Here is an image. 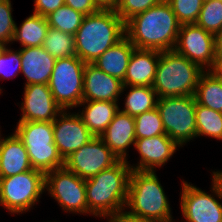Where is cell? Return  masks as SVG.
Instances as JSON below:
<instances>
[{
  "mask_svg": "<svg viewBox=\"0 0 222 222\" xmlns=\"http://www.w3.org/2000/svg\"><path fill=\"white\" fill-rule=\"evenodd\" d=\"M7 44L0 42V56L2 55L3 51L6 49Z\"/></svg>",
  "mask_w": 222,
  "mask_h": 222,
  "instance_id": "7bdbcfd3",
  "label": "cell"
},
{
  "mask_svg": "<svg viewBox=\"0 0 222 222\" xmlns=\"http://www.w3.org/2000/svg\"><path fill=\"white\" fill-rule=\"evenodd\" d=\"M85 64L76 55L55 61L48 86L63 110H73L83 101Z\"/></svg>",
  "mask_w": 222,
  "mask_h": 222,
  "instance_id": "9c48e42d",
  "label": "cell"
},
{
  "mask_svg": "<svg viewBox=\"0 0 222 222\" xmlns=\"http://www.w3.org/2000/svg\"><path fill=\"white\" fill-rule=\"evenodd\" d=\"M108 222H155L153 220L143 219L128 214L125 210L116 215L107 218Z\"/></svg>",
  "mask_w": 222,
  "mask_h": 222,
  "instance_id": "74e56055",
  "label": "cell"
},
{
  "mask_svg": "<svg viewBox=\"0 0 222 222\" xmlns=\"http://www.w3.org/2000/svg\"><path fill=\"white\" fill-rule=\"evenodd\" d=\"M132 168L127 160H119L85 180L87 214L108 218L125 209Z\"/></svg>",
  "mask_w": 222,
  "mask_h": 222,
  "instance_id": "7a4b0ae2",
  "label": "cell"
},
{
  "mask_svg": "<svg viewBox=\"0 0 222 222\" xmlns=\"http://www.w3.org/2000/svg\"><path fill=\"white\" fill-rule=\"evenodd\" d=\"M21 73L26 78V85L48 84L56 59L42 46L19 48Z\"/></svg>",
  "mask_w": 222,
  "mask_h": 222,
  "instance_id": "d6986e66",
  "label": "cell"
},
{
  "mask_svg": "<svg viewBox=\"0 0 222 222\" xmlns=\"http://www.w3.org/2000/svg\"><path fill=\"white\" fill-rule=\"evenodd\" d=\"M118 104V102L111 101L83 100L78 105V107L83 106V109H79L77 114L88 127L89 131L95 137H100L119 111L120 107Z\"/></svg>",
  "mask_w": 222,
  "mask_h": 222,
  "instance_id": "7402d4cb",
  "label": "cell"
},
{
  "mask_svg": "<svg viewBox=\"0 0 222 222\" xmlns=\"http://www.w3.org/2000/svg\"><path fill=\"white\" fill-rule=\"evenodd\" d=\"M211 177V194L182 181L179 202L184 222H222V184L213 173Z\"/></svg>",
  "mask_w": 222,
  "mask_h": 222,
  "instance_id": "30bf717a",
  "label": "cell"
},
{
  "mask_svg": "<svg viewBox=\"0 0 222 222\" xmlns=\"http://www.w3.org/2000/svg\"><path fill=\"white\" fill-rule=\"evenodd\" d=\"M160 51L135 48L130 57L123 86H152Z\"/></svg>",
  "mask_w": 222,
  "mask_h": 222,
  "instance_id": "ffe728a7",
  "label": "cell"
},
{
  "mask_svg": "<svg viewBox=\"0 0 222 222\" xmlns=\"http://www.w3.org/2000/svg\"><path fill=\"white\" fill-rule=\"evenodd\" d=\"M64 4L65 0H34L33 13L46 17Z\"/></svg>",
  "mask_w": 222,
  "mask_h": 222,
  "instance_id": "8d00e7d4",
  "label": "cell"
},
{
  "mask_svg": "<svg viewBox=\"0 0 222 222\" xmlns=\"http://www.w3.org/2000/svg\"><path fill=\"white\" fill-rule=\"evenodd\" d=\"M119 159L100 137H94L64 160V166L87 180L115 165Z\"/></svg>",
  "mask_w": 222,
  "mask_h": 222,
  "instance_id": "4fadbf2b",
  "label": "cell"
},
{
  "mask_svg": "<svg viewBox=\"0 0 222 222\" xmlns=\"http://www.w3.org/2000/svg\"><path fill=\"white\" fill-rule=\"evenodd\" d=\"M14 132L23 142L33 169L46 173L64 167L54 143L52 122H17Z\"/></svg>",
  "mask_w": 222,
  "mask_h": 222,
  "instance_id": "8992f818",
  "label": "cell"
},
{
  "mask_svg": "<svg viewBox=\"0 0 222 222\" xmlns=\"http://www.w3.org/2000/svg\"><path fill=\"white\" fill-rule=\"evenodd\" d=\"M42 47L55 59L76 55L74 35L49 27Z\"/></svg>",
  "mask_w": 222,
  "mask_h": 222,
  "instance_id": "83f0119b",
  "label": "cell"
},
{
  "mask_svg": "<svg viewBox=\"0 0 222 222\" xmlns=\"http://www.w3.org/2000/svg\"><path fill=\"white\" fill-rule=\"evenodd\" d=\"M100 138L119 160H128L127 149L136 140L135 118L119 110Z\"/></svg>",
  "mask_w": 222,
  "mask_h": 222,
  "instance_id": "ac0fdd59",
  "label": "cell"
},
{
  "mask_svg": "<svg viewBox=\"0 0 222 222\" xmlns=\"http://www.w3.org/2000/svg\"><path fill=\"white\" fill-rule=\"evenodd\" d=\"M134 118L136 139L167 135L165 134L161 116L157 108L139 114Z\"/></svg>",
  "mask_w": 222,
  "mask_h": 222,
  "instance_id": "f546056e",
  "label": "cell"
},
{
  "mask_svg": "<svg viewBox=\"0 0 222 222\" xmlns=\"http://www.w3.org/2000/svg\"><path fill=\"white\" fill-rule=\"evenodd\" d=\"M52 124L54 143L63 160L95 137L76 112L63 110Z\"/></svg>",
  "mask_w": 222,
  "mask_h": 222,
  "instance_id": "5bb4252c",
  "label": "cell"
},
{
  "mask_svg": "<svg viewBox=\"0 0 222 222\" xmlns=\"http://www.w3.org/2000/svg\"><path fill=\"white\" fill-rule=\"evenodd\" d=\"M18 73H21L20 51L7 46L0 56V79H10L18 76ZM0 92L2 93L1 86Z\"/></svg>",
  "mask_w": 222,
  "mask_h": 222,
  "instance_id": "836d02e7",
  "label": "cell"
},
{
  "mask_svg": "<svg viewBox=\"0 0 222 222\" xmlns=\"http://www.w3.org/2000/svg\"><path fill=\"white\" fill-rule=\"evenodd\" d=\"M162 0H117L112 6L118 16L126 23L133 16L159 4Z\"/></svg>",
  "mask_w": 222,
  "mask_h": 222,
  "instance_id": "d6a6232c",
  "label": "cell"
},
{
  "mask_svg": "<svg viewBox=\"0 0 222 222\" xmlns=\"http://www.w3.org/2000/svg\"><path fill=\"white\" fill-rule=\"evenodd\" d=\"M182 24L196 23L204 0H166Z\"/></svg>",
  "mask_w": 222,
  "mask_h": 222,
  "instance_id": "1f68e13d",
  "label": "cell"
},
{
  "mask_svg": "<svg viewBox=\"0 0 222 222\" xmlns=\"http://www.w3.org/2000/svg\"><path fill=\"white\" fill-rule=\"evenodd\" d=\"M197 137L207 136L222 140V113L196 102Z\"/></svg>",
  "mask_w": 222,
  "mask_h": 222,
  "instance_id": "4316f807",
  "label": "cell"
},
{
  "mask_svg": "<svg viewBox=\"0 0 222 222\" xmlns=\"http://www.w3.org/2000/svg\"><path fill=\"white\" fill-rule=\"evenodd\" d=\"M125 36V22L114 8L102 7L96 13L85 15L74 34L76 56L84 63H94Z\"/></svg>",
  "mask_w": 222,
  "mask_h": 222,
  "instance_id": "3957f363",
  "label": "cell"
},
{
  "mask_svg": "<svg viewBox=\"0 0 222 222\" xmlns=\"http://www.w3.org/2000/svg\"><path fill=\"white\" fill-rule=\"evenodd\" d=\"M18 122H53L63 109L56 103L48 84H29L24 87Z\"/></svg>",
  "mask_w": 222,
  "mask_h": 222,
  "instance_id": "9a60e30c",
  "label": "cell"
},
{
  "mask_svg": "<svg viewBox=\"0 0 222 222\" xmlns=\"http://www.w3.org/2000/svg\"><path fill=\"white\" fill-rule=\"evenodd\" d=\"M212 71L222 79V62H220Z\"/></svg>",
  "mask_w": 222,
  "mask_h": 222,
  "instance_id": "60d3db41",
  "label": "cell"
},
{
  "mask_svg": "<svg viewBox=\"0 0 222 222\" xmlns=\"http://www.w3.org/2000/svg\"><path fill=\"white\" fill-rule=\"evenodd\" d=\"M135 48L125 36L118 43L107 49L93 64L106 74L123 81L130 57Z\"/></svg>",
  "mask_w": 222,
  "mask_h": 222,
  "instance_id": "603a6c76",
  "label": "cell"
},
{
  "mask_svg": "<svg viewBox=\"0 0 222 222\" xmlns=\"http://www.w3.org/2000/svg\"><path fill=\"white\" fill-rule=\"evenodd\" d=\"M43 192H46L45 173L37 169L0 178V205L12 214L31 210Z\"/></svg>",
  "mask_w": 222,
  "mask_h": 222,
  "instance_id": "52a82bcc",
  "label": "cell"
},
{
  "mask_svg": "<svg viewBox=\"0 0 222 222\" xmlns=\"http://www.w3.org/2000/svg\"><path fill=\"white\" fill-rule=\"evenodd\" d=\"M179 147L168 135L136 139L133 148H136L140 159L138 164L129 165L132 170L156 171V168L168 163Z\"/></svg>",
  "mask_w": 222,
  "mask_h": 222,
  "instance_id": "2e32d148",
  "label": "cell"
},
{
  "mask_svg": "<svg viewBox=\"0 0 222 222\" xmlns=\"http://www.w3.org/2000/svg\"><path fill=\"white\" fill-rule=\"evenodd\" d=\"M48 29L46 17L33 13L19 27L16 24L12 43L20 42L23 48L42 46Z\"/></svg>",
  "mask_w": 222,
  "mask_h": 222,
  "instance_id": "cb8c5ba5",
  "label": "cell"
},
{
  "mask_svg": "<svg viewBox=\"0 0 222 222\" xmlns=\"http://www.w3.org/2000/svg\"><path fill=\"white\" fill-rule=\"evenodd\" d=\"M196 24L214 35L220 32L222 30V0H204Z\"/></svg>",
  "mask_w": 222,
  "mask_h": 222,
  "instance_id": "4dcf8cb0",
  "label": "cell"
},
{
  "mask_svg": "<svg viewBox=\"0 0 222 222\" xmlns=\"http://www.w3.org/2000/svg\"><path fill=\"white\" fill-rule=\"evenodd\" d=\"M172 218H173V217L168 218V219L158 220V221H155V222H173L174 220H173ZM174 222H175V221H174Z\"/></svg>",
  "mask_w": 222,
  "mask_h": 222,
  "instance_id": "ee69618b",
  "label": "cell"
},
{
  "mask_svg": "<svg viewBox=\"0 0 222 222\" xmlns=\"http://www.w3.org/2000/svg\"><path fill=\"white\" fill-rule=\"evenodd\" d=\"M123 82L106 74L93 63L84 66L83 100L119 102Z\"/></svg>",
  "mask_w": 222,
  "mask_h": 222,
  "instance_id": "e0dca14e",
  "label": "cell"
},
{
  "mask_svg": "<svg viewBox=\"0 0 222 222\" xmlns=\"http://www.w3.org/2000/svg\"><path fill=\"white\" fill-rule=\"evenodd\" d=\"M194 97L198 104L222 113V79L212 70L204 71Z\"/></svg>",
  "mask_w": 222,
  "mask_h": 222,
  "instance_id": "d4e9b609",
  "label": "cell"
},
{
  "mask_svg": "<svg viewBox=\"0 0 222 222\" xmlns=\"http://www.w3.org/2000/svg\"><path fill=\"white\" fill-rule=\"evenodd\" d=\"M215 67L222 62V30L214 35Z\"/></svg>",
  "mask_w": 222,
  "mask_h": 222,
  "instance_id": "f35d334b",
  "label": "cell"
},
{
  "mask_svg": "<svg viewBox=\"0 0 222 222\" xmlns=\"http://www.w3.org/2000/svg\"><path fill=\"white\" fill-rule=\"evenodd\" d=\"M4 137H1V131H0V145H1V142H2V139H3Z\"/></svg>",
  "mask_w": 222,
  "mask_h": 222,
  "instance_id": "f6af8a7d",
  "label": "cell"
},
{
  "mask_svg": "<svg viewBox=\"0 0 222 222\" xmlns=\"http://www.w3.org/2000/svg\"><path fill=\"white\" fill-rule=\"evenodd\" d=\"M204 71L175 50L163 51L160 52L152 88L158 98L194 95Z\"/></svg>",
  "mask_w": 222,
  "mask_h": 222,
  "instance_id": "5b68a950",
  "label": "cell"
},
{
  "mask_svg": "<svg viewBox=\"0 0 222 222\" xmlns=\"http://www.w3.org/2000/svg\"><path fill=\"white\" fill-rule=\"evenodd\" d=\"M124 210L132 216L153 221L172 217L168 197L156 171H131Z\"/></svg>",
  "mask_w": 222,
  "mask_h": 222,
  "instance_id": "277c9868",
  "label": "cell"
},
{
  "mask_svg": "<svg viewBox=\"0 0 222 222\" xmlns=\"http://www.w3.org/2000/svg\"><path fill=\"white\" fill-rule=\"evenodd\" d=\"M27 150L15 132L2 139L0 145V178L31 170Z\"/></svg>",
  "mask_w": 222,
  "mask_h": 222,
  "instance_id": "44dd1931",
  "label": "cell"
},
{
  "mask_svg": "<svg viewBox=\"0 0 222 222\" xmlns=\"http://www.w3.org/2000/svg\"><path fill=\"white\" fill-rule=\"evenodd\" d=\"M181 23L166 0L125 23L126 37L138 49L174 50Z\"/></svg>",
  "mask_w": 222,
  "mask_h": 222,
  "instance_id": "6da1fadb",
  "label": "cell"
},
{
  "mask_svg": "<svg viewBox=\"0 0 222 222\" xmlns=\"http://www.w3.org/2000/svg\"><path fill=\"white\" fill-rule=\"evenodd\" d=\"M65 5L84 15L96 13L103 7L97 0H65Z\"/></svg>",
  "mask_w": 222,
  "mask_h": 222,
  "instance_id": "d590c367",
  "label": "cell"
},
{
  "mask_svg": "<svg viewBox=\"0 0 222 222\" xmlns=\"http://www.w3.org/2000/svg\"><path fill=\"white\" fill-rule=\"evenodd\" d=\"M127 88L129 92L120 111L135 117L157 107L158 96L152 86H123L122 93Z\"/></svg>",
  "mask_w": 222,
  "mask_h": 222,
  "instance_id": "484cf974",
  "label": "cell"
},
{
  "mask_svg": "<svg viewBox=\"0 0 222 222\" xmlns=\"http://www.w3.org/2000/svg\"><path fill=\"white\" fill-rule=\"evenodd\" d=\"M174 50L205 71L215 68L214 34L196 23L181 25Z\"/></svg>",
  "mask_w": 222,
  "mask_h": 222,
  "instance_id": "7c38bea8",
  "label": "cell"
},
{
  "mask_svg": "<svg viewBox=\"0 0 222 222\" xmlns=\"http://www.w3.org/2000/svg\"><path fill=\"white\" fill-rule=\"evenodd\" d=\"M212 173L214 174V176L220 181V183L222 184V170H218V171H212Z\"/></svg>",
  "mask_w": 222,
  "mask_h": 222,
  "instance_id": "b9f144b4",
  "label": "cell"
},
{
  "mask_svg": "<svg viewBox=\"0 0 222 222\" xmlns=\"http://www.w3.org/2000/svg\"><path fill=\"white\" fill-rule=\"evenodd\" d=\"M165 134L180 147L197 137L194 95L158 98Z\"/></svg>",
  "mask_w": 222,
  "mask_h": 222,
  "instance_id": "ba28073f",
  "label": "cell"
},
{
  "mask_svg": "<svg viewBox=\"0 0 222 222\" xmlns=\"http://www.w3.org/2000/svg\"><path fill=\"white\" fill-rule=\"evenodd\" d=\"M103 7H112L117 0H97Z\"/></svg>",
  "mask_w": 222,
  "mask_h": 222,
  "instance_id": "ab89813d",
  "label": "cell"
},
{
  "mask_svg": "<svg viewBox=\"0 0 222 222\" xmlns=\"http://www.w3.org/2000/svg\"><path fill=\"white\" fill-rule=\"evenodd\" d=\"M45 190L63 211L87 214L85 180L65 166L45 173Z\"/></svg>",
  "mask_w": 222,
  "mask_h": 222,
  "instance_id": "8fae6325",
  "label": "cell"
},
{
  "mask_svg": "<svg viewBox=\"0 0 222 222\" xmlns=\"http://www.w3.org/2000/svg\"><path fill=\"white\" fill-rule=\"evenodd\" d=\"M12 12L11 0H4L0 3V42L7 45L12 43L16 27Z\"/></svg>",
  "mask_w": 222,
  "mask_h": 222,
  "instance_id": "e575fe53",
  "label": "cell"
},
{
  "mask_svg": "<svg viewBox=\"0 0 222 222\" xmlns=\"http://www.w3.org/2000/svg\"><path fill=\"white\" fill-rule=\"evenodd\" d=\"M85 15L70 6L63 5L46 16L49 27L74 35Z\"/></svg>",
  "mask_w": 222,
  "mask_h": 222,
  "instance_id": "f1b7e54d",
  "label": "cell"
}]
</instances>
